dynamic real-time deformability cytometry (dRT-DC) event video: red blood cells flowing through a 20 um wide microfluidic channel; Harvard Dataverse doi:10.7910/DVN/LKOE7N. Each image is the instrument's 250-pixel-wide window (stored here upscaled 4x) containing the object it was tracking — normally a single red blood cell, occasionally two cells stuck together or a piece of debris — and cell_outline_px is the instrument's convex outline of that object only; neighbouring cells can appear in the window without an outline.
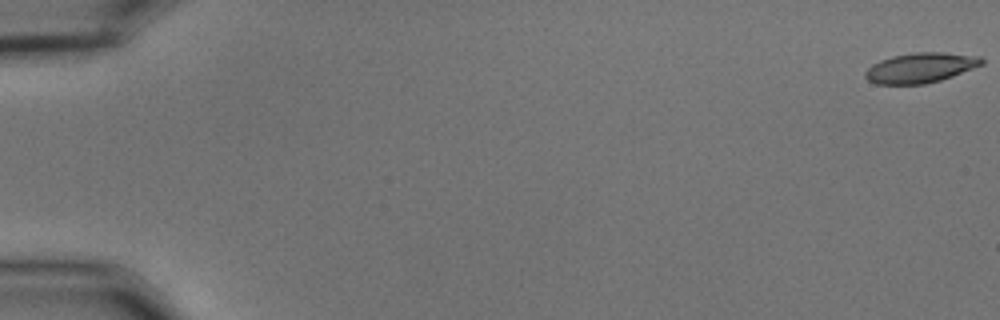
{"species": "common noctule bat (a hibernating species)", "species_latin": "Nyctalus noctula", "temperature_condition": "cold", "stored_images_in_passage": 56, "camera_frame_rate_fps": 3000, "um_per_image_px": 0.085, "animal": {"sex": "male", "body_mass_g": 15.6}, "frame": {"image": 1, "passage_image": 1, "time_ms": 0.0, "image_size_px": [1000, 320], "cell_outline_px": [[984, 64], [952, 76], [940, 80], [924, 84], [876, 84], [868, 80], [864, 76], [864, 72], [872, 64], [880, 60], [892, 56], [912, 52], [944, 52], [980, 56], [984, 60]], "centroid_in_image_um": [78.24, 5.75], "position_along_channel_um": 6.8, "area_um2": 20.46}}
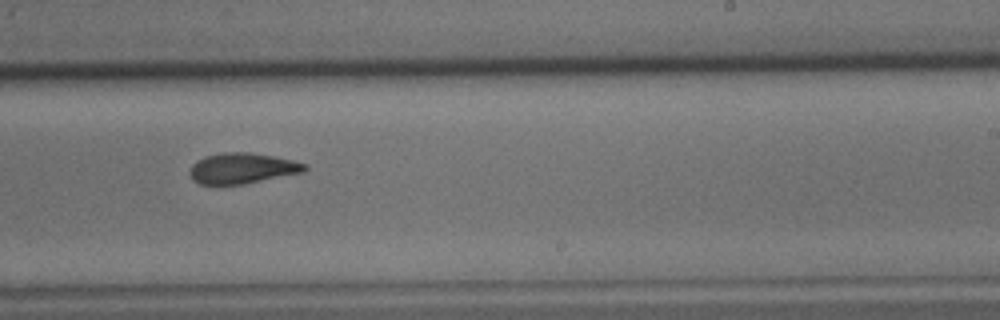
{"frame": {"image": 2, "passage_image": 36, "time_ms": 11.667, "image_size_px": [1000, 320], "cell_outline_px": [[308, 168], [304, 172], [244, 184], [200, 184], [192, 180], [188, 172], [192, 164], [196, 160], [204, 156], [224, 152], [248, 152], [272, 156], [292, 160], [308, 164]], "centroid_in_image_um": [20.57, 14.3], "position_along_channel_um": 268.4, "area_um2": 20.63}}
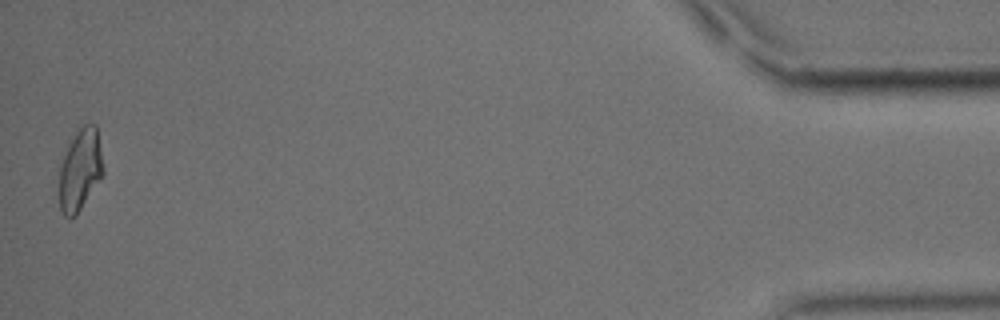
{"frame": {"image": 3, "passage_image": 56, "time_ms": 18.333, "image_size_px": [1000, 320], "cell_outline_px": [[104, 172], [76, 216], [68, 220], [64, 216], [60, 208], [60, 164], [76, 132], [84, 124], [96, 124], [104, 168]], "centroid_in_image_um": [6.82, 14.46], "position_along_channel_um": 428.4, "area_um2": 20.58}, "authors_computed_cell_mechanics": {"area_um2": 20.8658, "velocity_mm_per_s": 3.6345, "shape_relaxation_time_tau1_ms": 10.5366, "shape_relaxation_time_tau2_ms": 3.5021, "deformation_change_tau1": 0.226, "deformation_change_tau2": 0.0986}}